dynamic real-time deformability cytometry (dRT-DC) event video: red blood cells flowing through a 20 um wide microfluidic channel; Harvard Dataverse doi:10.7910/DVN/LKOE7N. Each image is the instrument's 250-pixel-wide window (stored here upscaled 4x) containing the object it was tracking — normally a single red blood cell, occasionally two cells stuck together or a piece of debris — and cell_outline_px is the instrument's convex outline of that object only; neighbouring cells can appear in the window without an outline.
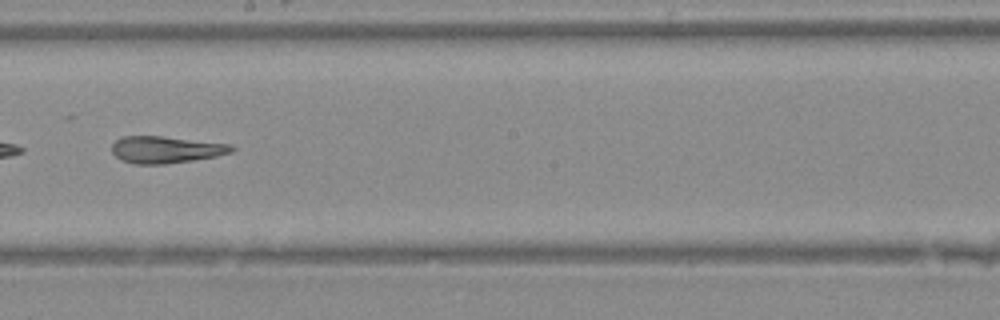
{"species": "Egyptian fruit bat (a non-hibernating species)", "species_latin": "Rousettus aegyptiacus", "temperature_condition": "warm", "stored_images_in_passage": 39, "camera_frame_rate_fps": 3000, "um_per_image_px": 0.085, "animal": {"sex": "female"}, "frame": {"image": 1, "passage_image": 23, "time_ms": 7.333, "image_size_px": [1000, 320], "cell_outline_px": [[236, 148], [232, 152], [216, 156], [192, 160], [164, 164], [136, 164], [120, 160], [112, 152], [112, 144], [116, 140], [124, 136], [160, 136], [232, 144]], "centroid_in_image_um": [14.1, 12.72], "position_along_channel_um": 234.1, "area_um2": 18.73}}
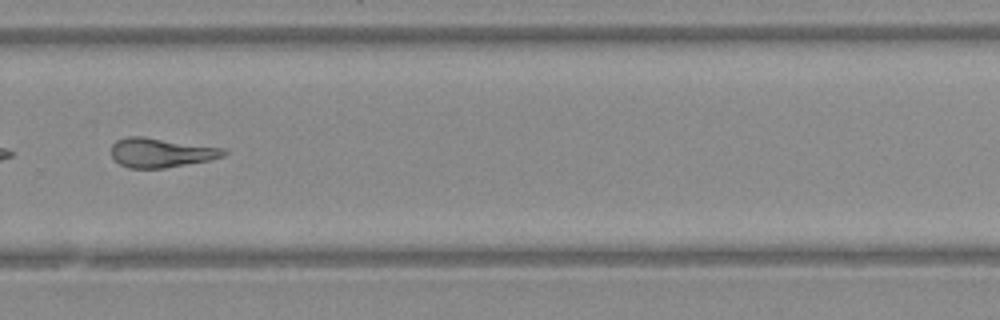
{"frame": {"image": 2, "passage_image": 28, "time_ms": 9.0, "image_size_px": [1000, 320], "cell_outline_px": [[228, 152], [224, 156], [208, 160], [164, 168], [128, 168], [120, 164], [112, 156], [112, 144], [116, 140], [128, 136], [140, 136], [224, 148]], "centroid_in_image_um": [13.67, 12.97], "position_along_channel_um": 316.1, "area_um2": 19.02}}